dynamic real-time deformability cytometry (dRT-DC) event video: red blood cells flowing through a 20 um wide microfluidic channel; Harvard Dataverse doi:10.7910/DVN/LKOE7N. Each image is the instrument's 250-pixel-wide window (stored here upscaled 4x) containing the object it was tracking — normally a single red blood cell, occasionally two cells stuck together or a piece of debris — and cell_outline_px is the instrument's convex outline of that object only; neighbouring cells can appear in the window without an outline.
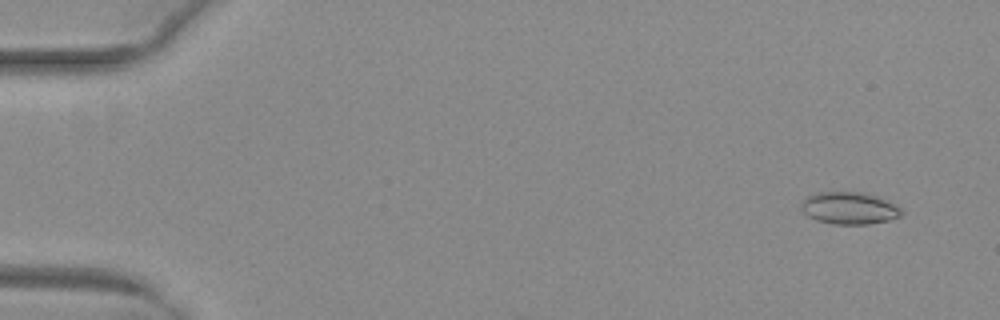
{"species": "common noctule bat (a hibernating species)", "species_latin": "Nyctalus noctula", "temperature_condition": "warm", "stored_images_in_passage": 6, "camera_frame_rate_fps": 3000, "um_per_image_px": 0.085, "animal": {"sex": "female", "body_mass_g": 29.2, "forearm_length_mm": 56.3}, "frame": {"image": 1, "passage_image": 1, "time_ms": 0.0, "image_size_px": [1000, 320], "cell_outline_px": [[904, 212], [900, 216], [888, 220], [868, 224], [832, 224], [816, 220], [808, 216], [800, 208], [800, 204], [804, 196], [816, 192], [832, 188], [864, 192], [880, 196], [896, 204]], "centroid_in_image_um": [72.14, 17.62], "position_along_channel_um": 12.9, "area_um2": 19.88}}